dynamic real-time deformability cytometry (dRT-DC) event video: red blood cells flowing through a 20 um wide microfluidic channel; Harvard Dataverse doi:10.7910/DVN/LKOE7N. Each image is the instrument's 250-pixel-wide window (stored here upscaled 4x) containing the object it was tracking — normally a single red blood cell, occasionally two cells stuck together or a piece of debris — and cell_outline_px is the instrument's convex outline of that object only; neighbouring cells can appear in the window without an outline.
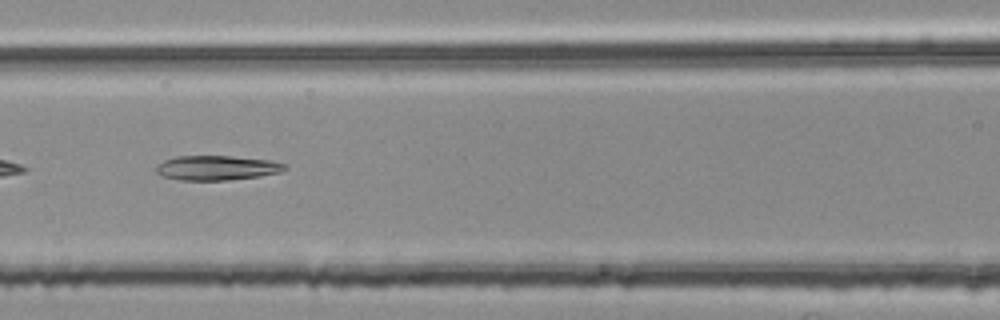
{"species": "common noctule bat (a hibernating species)", "species_latin": "Nyctalus noctula", "temperature_condition": "room temperature", "stored_images_in_passage": 30, "camera_frame_rate_fps": 3000, "um_per_image_px": 0.085, "animal": {"sex": "female", "body_mass_g": 25.1}, "frame": {"image": 1, "passage_image": 9, "time_ms": 2.667, "image_size_px": [1000, 320], "cell_outline_px": [[288, 168], [280, 172], [260, 176], [228, 180], [180, 180], [164, 176], [156, 172], [156, 168], [164, 160], [176, 156], [232, 156], [272, 160], [288, 164]], "centroid_in_image_um": [18.5, 14.26], "position_along_channel_um": 148.1, "area_um2": 18.5}}
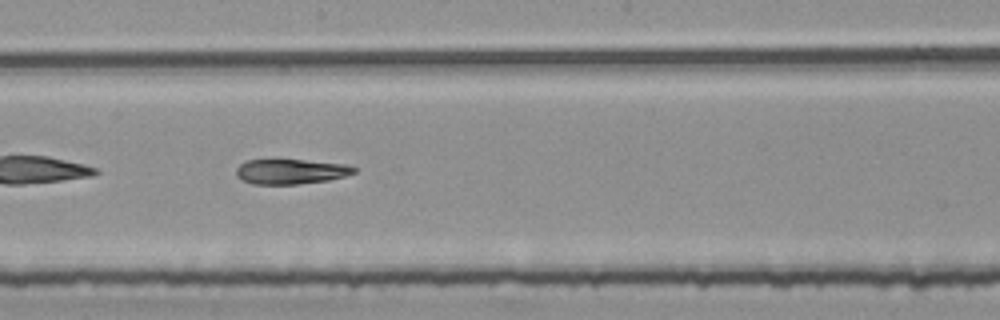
{"frame": {"image": 2, "passage_image": 15, "time_ms": 4.667, "image_size_px": [1000, 320], "cell_outline_px": [[356, 172], [344, 176], [328, 180], [296, 184], [252, 184], [236, 176], [236, 168], [240, 164], [248, 160], [304, 160], [348, 164], [356, 168]], "centroid_in_image_um": [24.73, 14.58], "position_along_channel_um": 223.5, "area_um2": 17.05}}
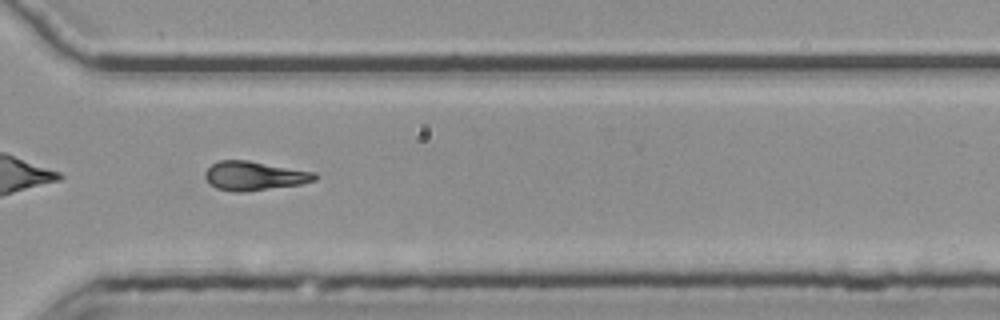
{"frame": {"image": 3, "passage_image": 25, "time_ms": 8.0, "image_size_px": [1000, 320], "cell_outline_px": [[316, 180], [300, 184], [244, 192], [232, 192], [216, 188], [204, 176], [204, 172], [212, 164], [220, 160], [248, 160], [316, 172]], "centroid_in_image_um": [21.61, 14.94], "position_along_channel_um": 349.0, "area_um2": 18.5}}